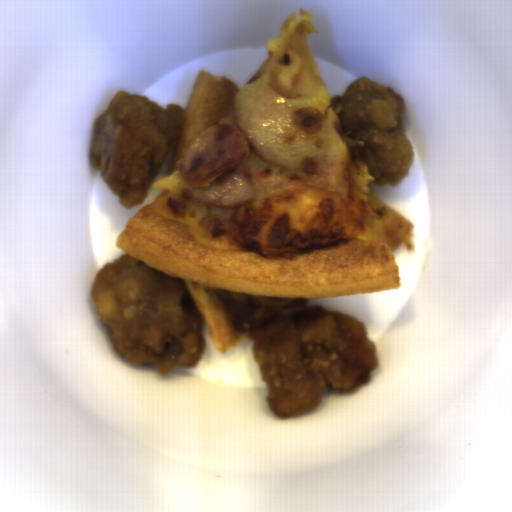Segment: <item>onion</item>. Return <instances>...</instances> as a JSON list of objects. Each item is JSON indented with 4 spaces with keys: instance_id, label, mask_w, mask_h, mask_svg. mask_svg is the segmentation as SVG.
I'll list each match as a JSON object with an SVG mask.
<instances>
[{
    "instance_id": "06740285",
    "label": "onion",
    "mask_w": 512,
    "mask_h": 512,
    "mask_svg": "<svg viewBox=\"0 0 512 512\" xmlns=\"http://www.w3.org/2000/svg\"><path fill=\"white\" fill-rule=\"evenodd\" d=\"M249 151L317 186L345 185L352 162L331 101L285 99L266 72L232 94Z\"/></svg>"
},
{
    "instance_id": "6bf65262",
    "label": "onion",
    "mask_w": 512,
    "mask_h": 512,
    "mask_svg": "<svg viewBox=\"0 0 512 512\" xmlns=\"http://www.w3.org/2000/svg\"><path fill=\"white\" fill-rule=\"evenodd\" d=\"M196 202L218 209H234L255 201V194L239 163L201 185Z\"/></svg>"
}]
</instances>
